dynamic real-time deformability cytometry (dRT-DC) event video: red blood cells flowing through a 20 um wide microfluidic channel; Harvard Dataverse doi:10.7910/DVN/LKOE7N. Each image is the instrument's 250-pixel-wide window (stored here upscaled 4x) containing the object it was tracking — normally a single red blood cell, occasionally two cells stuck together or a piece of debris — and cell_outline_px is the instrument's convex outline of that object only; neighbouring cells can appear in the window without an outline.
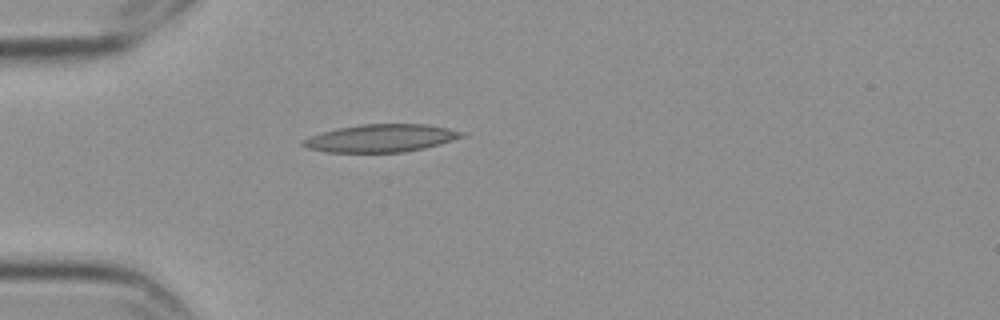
{"species": "Egyptian fruit bat (a non-hibernating species)", "species_latin": "Rousettus aegyptiacus", "temperature_condition": "cold", "stored_images_in_passage": 1, "camera_frame_rate_fps": 3000, "um_per_image_px": 0.085, "frame": {"image": 1, "passage_image": 1, "time_ms": 0.0, "image_size_px": [1000, 320], "cell_outline_px": [[468, 136], [440, 144], [424, 148], [404, 152], [324, 152], [308, 148], [300, 144], [300, 140], [308, 136], [320, 132], [336, 128], [360, 124], [428, 124], [468, 132]], "centroid_in_image_um": [32.39, 11.74], "position_along_channel_um": 52.6, "area_um2": 26.13}}